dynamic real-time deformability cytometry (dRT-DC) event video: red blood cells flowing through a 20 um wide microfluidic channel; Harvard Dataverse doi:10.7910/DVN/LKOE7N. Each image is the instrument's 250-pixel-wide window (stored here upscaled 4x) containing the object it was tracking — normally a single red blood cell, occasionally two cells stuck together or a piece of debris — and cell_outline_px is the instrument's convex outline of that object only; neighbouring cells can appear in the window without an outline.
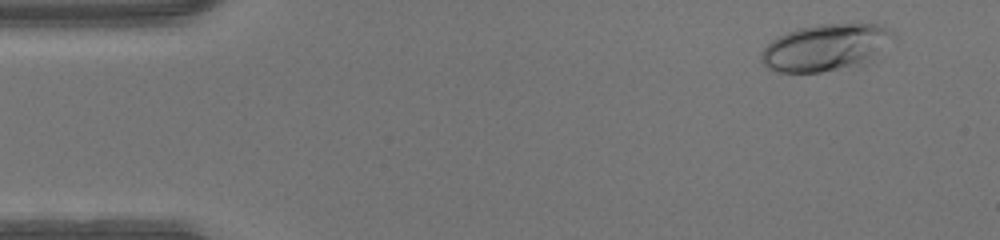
{"species": "human", "species_latin": "Homo sapiens", "temperature_condition": "warm", "stored_images_in_passage": 48, "camera_frame_rate_fps": 3000, "um_per_image_px": 0.085, "donor": {"sex": "male"}, "frame": {"image": 1, "passage_image": 4, "time_ms": 1.0, "image_size_px": [1000, 240], "cell_outline_px": [[896, 36], [860, 60], [836, 68], [820, 72], [776, 72], [768, 68], [760, 60], [760, 52], [776, 36], [800, 28], [816, 24], [880, 24], [896, 32]], "centroid_in_image_um": [70.01, 3.98], "position_along_channel_um": 15.0, "area_um2": 34.33}}
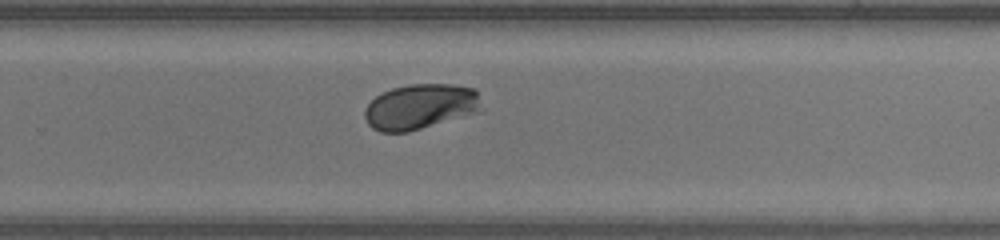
{"frame": {"image": 2, "passage_image": 31, "time_ms": 10.0, "image_size_px": [1000, 240], "cell_outline_px": [[484, 112], [408, 132], [380, 132], [372, 128], [368, 124], [364, 116], [364, 112], [368, 104], [376, 96], [392, 88], [408, 84], [452, 84], [476, 88], [484, 108]], "centroid_in_image_um": [35.82, 9.07], "position_along_channel_um": 294.0, "area_um2": 31.56}}
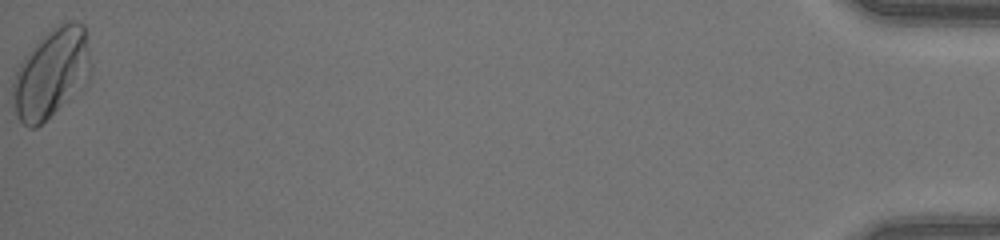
{"frame": {"image": 3, "passage_image": 48, "time_ms": 15.667, "image_size_px": [1000, 240], "cell_outline_px": [[92, 68], [88, 80], [84, 88], [36, 128], [28, 128], [16, 116], [12, 96], [12, 84], [16, 72], [24, 56], [40, 36], [52, 28], [68, 20], [72, 20], [84, 24]], "centroid_in_image_um": [4.38, 6.22], "position_along_channel_um": 430.8, "area_um2": 41.1}}